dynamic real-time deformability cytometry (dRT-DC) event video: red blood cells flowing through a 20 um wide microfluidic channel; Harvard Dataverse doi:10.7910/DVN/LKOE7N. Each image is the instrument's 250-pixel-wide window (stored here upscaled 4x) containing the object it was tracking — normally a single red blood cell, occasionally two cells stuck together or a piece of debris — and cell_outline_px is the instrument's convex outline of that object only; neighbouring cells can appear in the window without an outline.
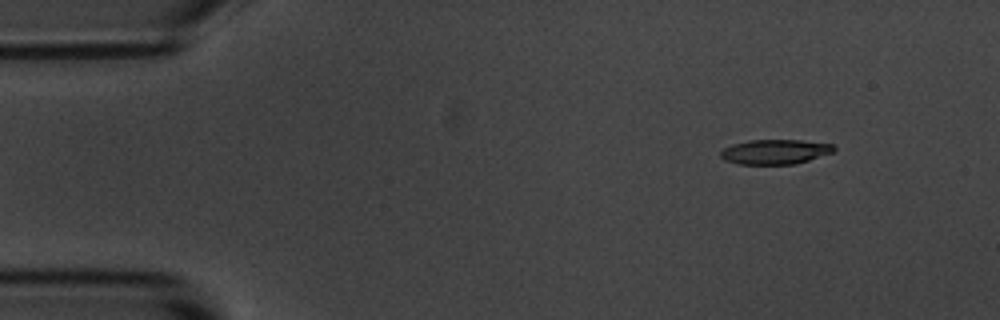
{"species": "common noctule bat (a hibernating species)", "species_latin": "Nyctalus noctula", "temperature_condition": "room temperature", "stored_images_in_passage": 7, "camera_frame_rate_fps": 3000, "um_per_image_px": 0.085, "animal": {"sex": "male", "body_mass_g": 20.1, "forearm_length_mm": 53.5}, "frame": {"image": 1, "passage_image": 2, "time_ms": 1.0, "image_size_px": [1000, 320], "cell_outline_px": [[836, 148], [832, 152], [796, 164], [740, 164], [724, 160], [720, 156], [720, 152], [724, 148], [732, 144], [748, 140], [800, 140], [832, 144]], "centroid_in_image_um": [65.85, 12.9], "position_along_channel_um": 19.2, "area_um2": 16.24}}
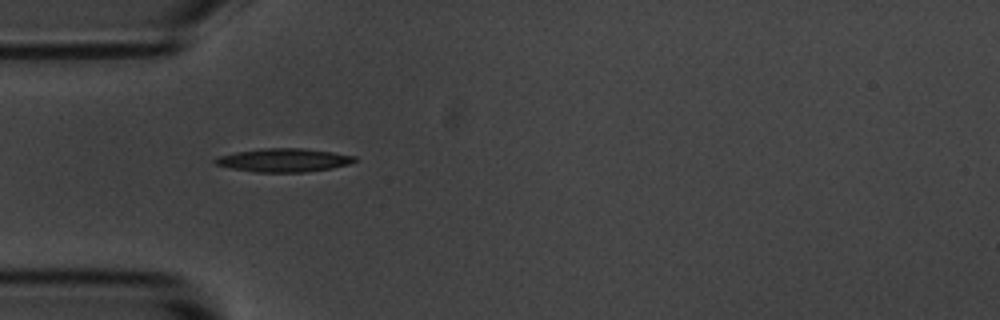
{"frame": {"image": 2, "passage_image": 5, "time_ms": 4.333, "image_size_px": [1000, 320], "cell_outline_px": [[356, 160], [348, 164], [332, 168], [304, 172], [256, 172], [232, 168], [216, 164], [212, 160], [220, 156], [236, 152], [264, 148], [304, 148], [332, 152], [356, 156]], "centroid_in_image_um": [24.13, 13.61], "position_along_channel_um": 60.9, "area_um2": 18.84}}
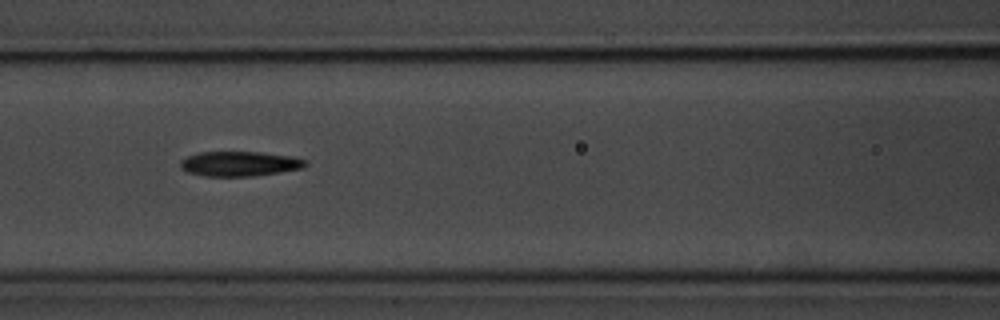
{"frame": {"image": 3, "passage_image": 7, "time_ms": 6.667, "image_size_px": [1000, 320], "cell_outline_px": [[308, 164], [304, 168], [280, 172], [252, 176], [204, 176], [188, 172], [180, 168], [180, 160], [188, 156], [200, 152], [260, 152], [292, 156], [304, 160]], "centroid_in_image_um": [20.36, 13.92], "position_along_channel_um": 146.2, "area_um2": 18.09}}